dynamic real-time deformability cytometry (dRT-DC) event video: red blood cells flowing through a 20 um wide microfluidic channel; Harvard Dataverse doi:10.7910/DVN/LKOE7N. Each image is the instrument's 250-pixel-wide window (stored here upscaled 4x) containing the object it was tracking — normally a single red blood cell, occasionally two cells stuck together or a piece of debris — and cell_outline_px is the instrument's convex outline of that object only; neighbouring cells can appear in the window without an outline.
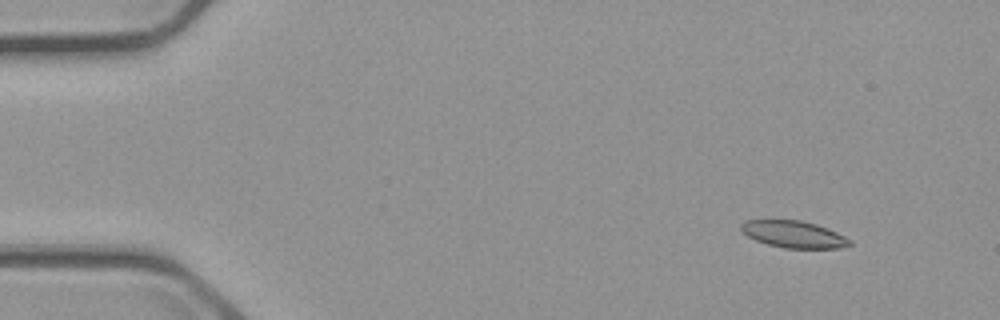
{"species": "common noctule bat (a hibernating species)", "species_latin": "Nyctalus noctula", "temperature_condition": "cold", "stored_images_in_passage": 5, "camera_frame_rate_fps": 3000, "um_per_image_px": 0.085, "animal": {"sex": "male", "body_mass_g": 23.1, "forearm_length_mm": 52.7}, "frame": {"image": 1, "passage_image": 2, "time_ms": 1.333, "image_size_px": [1000, 320], "cell_outline_px": [[852, 244], [840, 248], [784, 248], [768, 244], [756, 240], [748, 236], [740, 228], [740, 224], [744, 220], [800, 220], [816, 224], [828, 228], [852, 240]], "centroid_in_image_um": [67.48, 19.91], "position_along_channel_um": 17.5, "area_um2": 16.99}}
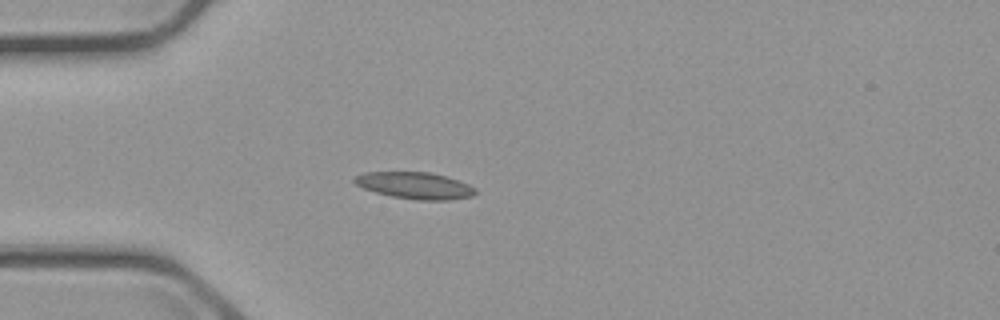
{"frame": {"image": 2, "passage_image": 5, "time_ms": 4.667, "image_size_px": [1000, 320], "cell_outline_px": [[476, 192], [472, 196], [448, 200], [416, 200], [392, 196], [376, 192], [364, 188], [356, 184], [352, 180], [356, 176], [364, 172], [428, 172], [444, 176], [468, 184], [476, 188]], "centroid_in_image_um": [35.26, 15.77], "position_along_channel_um": 49.7, "area_um2": 18.61}}